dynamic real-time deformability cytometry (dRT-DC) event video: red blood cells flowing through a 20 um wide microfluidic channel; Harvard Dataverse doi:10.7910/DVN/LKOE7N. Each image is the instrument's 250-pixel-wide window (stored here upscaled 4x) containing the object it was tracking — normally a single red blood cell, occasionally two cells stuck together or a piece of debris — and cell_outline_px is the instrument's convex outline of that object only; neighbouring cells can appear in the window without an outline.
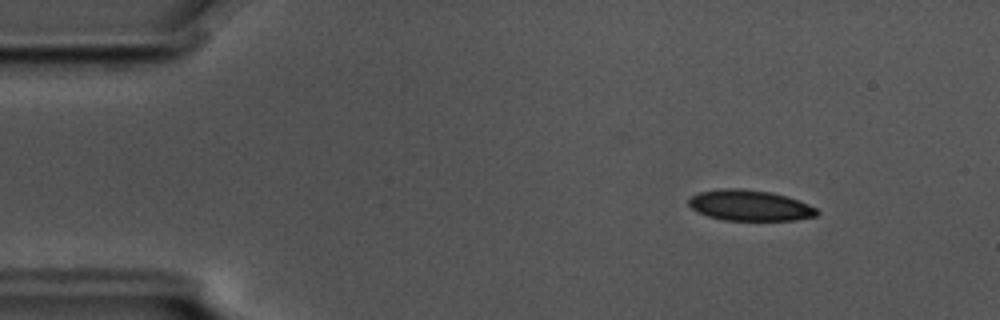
{"species": "common noctule bat (a hibernating species)", "species_latin": "Nyctalus noctula", "temperature_condition": "cold", "stored_images_in_passage": 57, "camera_frame_rate_fps": 3000, "um_per_image_px": 0.085, "animal": {"sex": "male", "body_mass_g": 17.5, "forearm_length_mm": 52.3}, "frame": {"image": 1, "passage_image": 7, "time_ms": 2.0, "image_size_px": [1000, 320], "cell_outline_px": [[820, 212], [816, 216], [796, 220], [724, 220], [708, 216], [692, 208], [688, 204], [688, 200], [692, 196], [700, 192], [724, 188], [740, 188], [772, 192], [788, 196], [808, 204], [816, 208]], "centroid_in_image_um": [63.77, 17.46], "position_along_channel_um": 21.2, "area_um2": 22.95}}
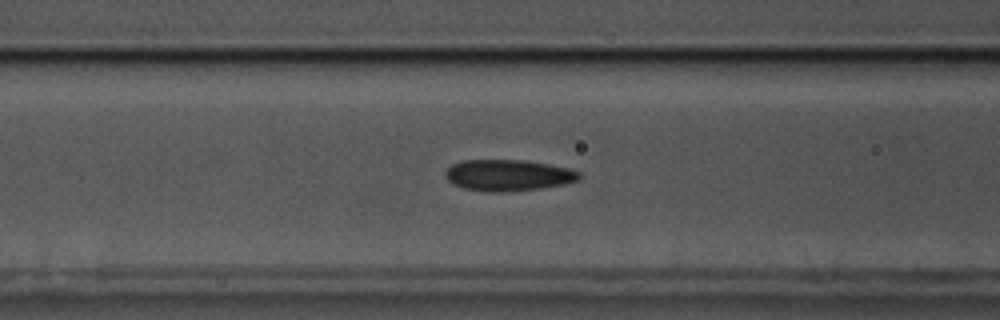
{"frame": {"image": 2, "passage_image": 22, "time_ms": 7.0, "image_size_px": [1000, 320], "cell_outline_px": [[580, 176], [576, 180], [564, 184], [540, 188], [508, 192], [488, 192], [464, 188], [452, 184], [448, 180], [444, 172], [452, 164], [464, 160], [524, 160], [548, 164], [568, 168], [580, 172]], "centroid_in_image_um": [43.16, 14.9], "position_along_channel_um": 123.4, "area_um2": 24.33}}
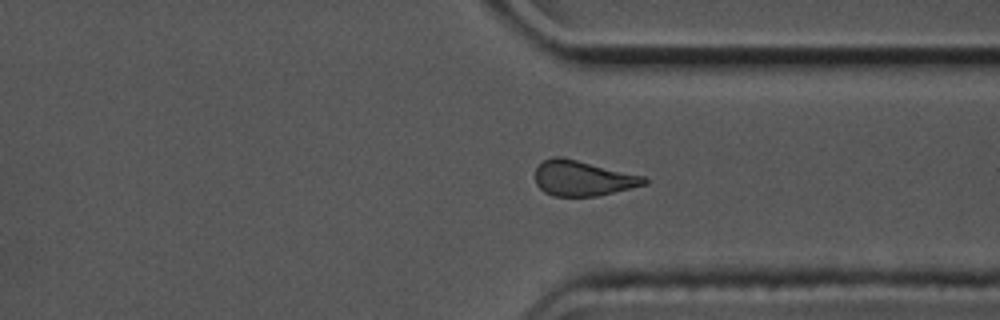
{"frame": {"image": 3, "passage_image": 42, "time_ms": 13.667, "image_size_px": [1000, 320], "cell_outline_px": [[648, 184], [596, 196], [552, 196], [544, 192], [536, 184], [536, 168], [544, 160], [552, 156], [560, 156], [644, 176], [648, 180]], "centroid_in_image_um": [49.53, 15.15], "position_along_channel_um": 361.9, "area_um2": 22.25}, "authors_computed_cell_mechanics": {"area_um2": 23.2934, "velocity_mm_per_s": 3.5777, "shape_relaxation_time_tau1_ms": null, "shape_relaxation_time_tau2_ms": 4.0635, "deformation_change_tau1": null, "deformation_change_tau2": 0.1083}}